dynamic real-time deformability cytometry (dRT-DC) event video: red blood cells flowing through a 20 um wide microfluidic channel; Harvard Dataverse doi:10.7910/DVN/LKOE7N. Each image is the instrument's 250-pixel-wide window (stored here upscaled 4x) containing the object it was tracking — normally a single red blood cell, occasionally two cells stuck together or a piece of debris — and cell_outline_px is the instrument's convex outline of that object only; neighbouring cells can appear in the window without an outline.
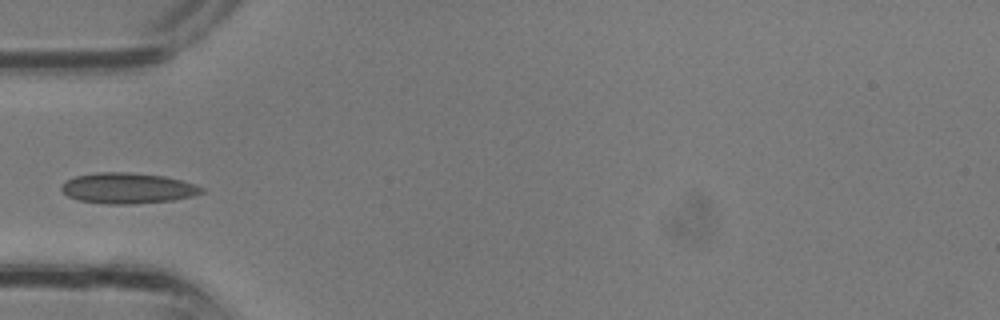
{"species": "common noctule bat (a hibernating species)", "species_latin": "Nyctalus noctula", "temperature_condition": "room temperature", "stored_images_in_passage": 11, "camera_frame_rate_fps": 3000, "um_per_image_px": 0.085, "animal": {"sex": "male", "body_mass_g": 13.3}, "frame": {"image": 1, "passage_image": 8, "time_ms": 2.333, "image_size_px": [1000, 320], "cell_outline_px": [[204, 192], [192, 196], [172, 200], [136, 204], [108, 204], [80, 200], [68, 196], [60, 188], [68, 180], [76, 176], [96, 172], [128, 172], [164, 176], [180, 180], [204, 188]], "centroid_in_image_um": [10.86, 16.0], "position_along_channel_um": 74.1, "area_um2": 24.8}}